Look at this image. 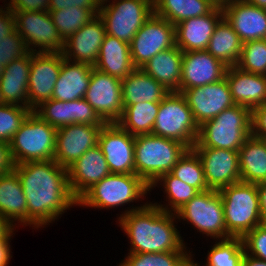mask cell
<instances>
[{"mask_svg": "<svg viewBox=\"0 0 266 266\" xmlns=\"http://www.w3.org/2000/svg\"><path fill=\"white\" fill-rule=\"evenodd\" d=\"M27 201V226L45 230L77 207L71 194L67 168L54 160L14 165ZM45 228V229H44Z\"/></svg>", "mask_w": 266, "mask_h": 266, "instance_id": "cell-1", "label": "cell"}, {"mask_svg": "<svg viewBox=\"0 0 266 266\" xmlns=\"http://www.w3.org/2000/svg\"><path fill=\"white\" fill-rule=\"evenodd\" d=\"M115 222L127 235L130 244L127 254L194 251L178 230L181 227L176 214L163 211L151 200L143 208L123 215Z\"/></svg>", "mask_w": 266, "mask_h": 266, "instance_id": "cell-2", "label": "cell"}, {"mask_svg": "<svg viewBox=\"0 0 266 266\" xmlns=\"http://www.w3.org/2000/svg\"><path fill=\"white\" fill-rule=\"evenodd\" d=\"M148 194L151 196L150 187L136 174L111 173L86 191L77 200V207L97 208L98 211L117 210L119 207L122 211L116 214L117 220L131 211L143 208L150 201Z\"/></svg>", "mask_w": 266, "mask_h": 266, "instance_id": "cell-3", "label": "cell"}, {"mask_svg": "<svg viewBox=\"0 0 266 266\" xmlns=\"http://www.w3.org/2000/svg\"><path fill=\"white\" fill-rule=\"evenodd\" d=\"M189 148L178 141L153 134L135 136V174L151 187L170 173Z\"/></svg>", "mask_w": 266, "mask_h": 266, "instance_id": "cell-4", "label": "cell"}, {"mask_svg": "<svg viewBox=\"0 0 266 266\" xmlns=\"http://www.w3.org/2000/svg\"><path fill=\"white\" fill-rule=\"evenodd\" d=\"M251 109L234 105L199 126L192 148H218L239 151L251 135Z\"/></svg>", "mask_w": 266, "mask_h": 266, "instance_id": "cell-5", "label": "cell"}, {"mask_svg": "<svg viewBox=\"0 0 266 266\" xmlns=\"http://www.w3.org/2000/svg\"><path fill=\"white\" fill-rule=\"evenodd\" d=\"M225 216L226 239L243 238L263 224L257 184L239 181L219 190Z\"/></svg>", "mask_w": 266, "mask_h": 266, "instance_id": "cell-6", "label": "cell"}, {"mask_svg": "<svg viewBox=\"0 0 266 266\" xmlns=\"http://www.w3.org/2000/svg\"><path fill=\"white\" fill-rule=\"evenodd\" d=\"M56 131L32 111L9 143L14 165L54 160Z\"/></svg>", "mask_w": 266, "mask_h": 266, "instance_id": "cell-7", "label": "cell"}, {"mask_svg": "<svg viewBox=\"0 0 266 266\" xmlns=\"http://www.w3.org/2000/svg\"><path fill=\"white\" fill-rule=\"evenodd\" d=\"M179 223L189 224L201 237L226 239V225L222 198L219 191L205 190L196 194L176 213ZM182 221V222H181Z\"/></svg>", "mask_w": 266, "mask_h": 266, "instance_id": "cell-8", "label": "cell"}, {"mask_svg": "<svg viewBox=\"0 0 266 266\" xmlns=\"http://www.w3.org/2000/svg\"><path fill=\"white\" fill-rule=\"evenodd\" d=\"M151 134L181 142L192 149L198 138L199 126L181 93L170 92L160 101Z\"/></svg>", "mask_w": 266, "mask_h": 266, "instance_id": "cell-9", "label": "cell"}, {"mask_svg": "<svg viewBox=\"0 0 266 266\" xmlns=\"http://www.w3.org/2000/svg\"><path fill=\"white\" fill-rule=\"evenodd\" d=\"M153 13L150 0H101L99 16L106 34L130 44Z\"/></svg>", "mask_w": 266, "mask_h": 266, "instance_id": "cell-10", "label": "cell"}, {"mask_svg": "<svg viewBox=\"0 0 266 266\" xmlns=\"http://www.w3.org/2000/svg\"><path fill=\"white\" fill-rule=\"evenodd\" d=\"M15 29L32 53L62 52L64 41L48 11L13 12Z\"/></svg>", "mask_w": 266, "mask_h": 266, "instance_id": "cell-11", "label": "cell"}, {"mask_svg": "<svg viewBox=\"0 0 266 266\" xmlns=\"http://www.w3.org/2000/svg\"><path fill=\"white\" fill-rule=\"evenodd\" d=\"M174 46L175 25L153 13L130 43L133 65L141 68L157 53Z\"/></svg>", "mask_w": 266, "mask_h": 266, "instance_id": "cell-12", "label": "cell"}, {"mask_svg": "<svg viewBox=\"0 0 266 266\" xmlns=\"http://www.w3.org/2000/svg\"><path fill=\"white\" fill-rule=\"evenodd\" d=\"M84 99L106 123H117L123 114L122 80L93 68Z\"/></svg>", "mask_w": 266, "mask_h": 266, "instance_id": "cell-13", "label": "cell"}, {"mask_svg": "<svg viewBox=\"0 0 266 266\" xmlns=\"http://www.w3.org/2000/svg\"><path fill=\"white\" fill-rule=\"evenodd\" d=\"M135 136L117 123L105 124L98 135V146L108 163L111 173L135 174Z\"/></svg>", "mask_w": 266, "mask_h": 266, "instance_id": "cell-14", "label": "cell"}, {"mask_svg": "<svg viewBox=\"0 0 266 266\" xmlns=\"http://www.w3.org/2000/svg\"><path fill=\"white\" fill-rule=\"evenodd\" d=\"M63 59L62 52H31L28 98L32 111L42 102L52 98Z\"/></svg>", "mask_w": 266, "mask_h": 266, "instance_id": "cell-15", "label": "cell"}, {"mask_svg": "<svg viewBox=\"0 0 266 266\" xmlns=\"http://www.w3.org/2000/svg\"><path fill=\"white\" fill-rule=\"evenodd\" d=\"M181 94L185 97L198 126L235 105L225 77L215 83L184 90Z\"/></svg>", "mask_w": 266, "mask_h": 266, "instance_id": "cell-16", "label": "cell"}, {"mask_svg": "<svg viewBox=\"0 0 266 266\" xmlns=\"http://www.w3.org/2000/svg\"><path fill=\"white\" fill-rule=\"evenodd\" d=\"M104 125L70 124L56 131L54 161L68 168L87 150L98 144V135Z\"/></svg>", "mask_w": 266, "mask_h": 266, "instance_id": "cell-17", "label": "cell"}, {"mask_svg": "<svg viewBox=\"0 0 266 266\" xmlns=\"http://www.w3.org/2000/svg\"><path fill=\"white\" fill-rule=\"evenodd\" d=\"M200 157L207 187L219 191L241 181L239 152L218 148H192Z\"/></svg>", "mask_w": 266, "mask_h": 266, "instance_id": "cell-18", "label": "cell"}, {"mask_svg": "<svg viewBox=\"0 0 266 266\" xmlns=\"http://www.w3.org/2000/svg\"><path fill=\"white\" fill-rule=\"evenodd\" d=\"M33 112L56 129L70 124H106L84 98L66 102L51 98L42 102Z\"/></svg>", "mask_w": 266, "mask_h": 266, "instance_id": "cell-19", "label": "cell"}, {"mask_svg": "<svg viewBox=\"0 0 266 266\" xmlns=\"http://www.w3.org/2000/svg\"><path fill=\"white\" fill-rule=\"evenodd\" d=\"M227 67L207 50L183 52L179 93L222 80Z\"/></svg>", "mask_w": 266, "mask_h": 266, "instance_id": "cell-20", "label": "cell"}, {"mask_svg": "<svg viewBox=\"0 0 266 266\" xmlns=\"http://www.w3.org/2000/svg\"><path fill=\"white\" fill-rule=\"evenodd\" d=\"M105 36V24L101 17L96 15L64 41L62 54L66 60L94 66Z\"/></svg>", "mask_w": 266, "mask_h": 266, "instance_id": "cell-21", "label": "cell"}, {"mask_svg": "<svg viewBox=\"0 0 266 266\" xmlns=\"http://www.w3.org/2000/svg\"><path fill=\"white\" fill-rule=\"evenodd\" d=\"M223 17L241 41L266 39V10L244 0H227L222 5Z\"/></svg>", "mask_w": 266, "mask_h": 266, "instance_id": "cell-22", "label": "cell"}, {"mask_svg": "<svg viewBox=\"0 0 266 266\" xmlns=\"http://www.w3.org/2000/svg\"><path fill=\"white\" fill-rule=\"evenodd\" d=\"M71 194L78 200L95 183L111 174L101 148L96 145L87 150L67 168Z\"/></svg>", "mask_w": 266, "mask_h": 266, "instance_id": "cell-23", "label": "cell"}, {"mask_svg": "<svg viewBox=\"0 0 266 266\" xmlns=\"http://www.w3.org/2000/svg\"><path fill=\"white\" fill-rule=\"evenodd\" d=\"M223 18L222 6L209 14L185 19L175 25V45L183 52L207 50L218 22Z\"/></svg>", "mask_w": 266, "mask_h": 266, "instance_id": "cell-24", "label": "cell"}, {"mask_svg": "<svg viewBox=\"0 0 266 266\" xmlns=\"http://www.w3.org/2000/svg\"><path fill=\"white\" fill-rule=\"evenodd\" d=\"M225 78L236 105L252 110L266 103V75L249 73L237 66H229Z\"/></svg>", "mask_w": 266, "mask_h": 266, "instance_id": "cell-25", "label": "cell"}, {"mask_svg": "<svg viewBox=\"0 0 266 266\" xmlns=\"http://www.w3.org/2000/svg\"><path fill=\"white\" fill-rule=\"evenodd\" d=\"M31 52L5 66L0 78V103L29 108L28 81Z\"/></svg>", "mask_w": 266, "mask_h": 266, "instance_id": "cell-26", "label": "cell"}, {"mask_svg": "<svg viewBox=\"0 0 266 266\" xmlns=\"http://www.w3.org/2000/svg\"><path fill=\"white\" fill-rule=\"evenodd\" d=\"M94 66L62 60L61 69L52 93V99L72 101L84 98Z\"/></svg>", "mask_w": 266, "mask_h": 266, "instance_id": "cell-27", "label": "cell"}, {"mask_svg": "<svg viewBox=\"0 0 266 266\" xmlns=\"http://www.w3.org/2000/svg\"><path fill=\"white\" fill-rule=\"evenodd\" d=\"M0 214L16 229L27 227V201L14 170L0 175Z\"/></svg>", "mask_w": 266, "mask_h": 266, "instance_id": "cell-28", "label": "cell"}, {"mask_svg": "<svg viewBox=\"0 0 266 266\" xmlns=\"http://www.w3.org/2000/svg\"><path fill=\"white\" fill-rule=\"evenodd\" d=\"M94 68L120 80L125 79L135 69L130 44L106 34Z\"/></svg>", "mask_w": 266, "mask_h": 266, "instance_id": "cell-29", "label": "cell"}, {"mask_svg": "<svg viewBox=\"0 0 266 266\" xmlns=\"http://www.w3.org/2000/svg\"><path fill=\"white\" fill-rule=\"evenodd\" d=\"M181 51L176 45L153 56L141 69L170 92H178L182 78Z\"/></svg>", "mask_w": 266, "mask_h": 266, "instance_id": "cell-30", "label": "cell"}, {"mask_svg": "<svg viewBox=\"0 0 266 266\" xmlns=\"http://www.w3.org/2000/svg\"><path fill=\"white\" fill-rule=\"evenodd\" d=\"M169 93L170 91L141 68H135L122 80L123 106L139 102H160Z\"/></svg>", "mask_w": 266, "mask_h": 266, "instance_id": "cell-31", "label": "cell"}, {"mask_svg": "<svg viewBox=\"0 0 266 266\" xmlns=\"http://www.w3.org/2000/svg\"><path fill=\"white\" fill-rule=\"evenodd\" d=\"M238 152L241 181L266 182V141L250 135Z\"/></svg>", "mask_w": 266, "mask_h": 266, "instance_id": "cell-32", "label": "cell"}, {"mask_svg": "<svg viewBox=\"0 0 266 266\" xmlns=\"http://www.w3.org/2000/svg\"><path fill=\"white\" fill-rule=\"evenodd\" d=\"M243 42L223 17L216 25L207 51L226 66H236L241 56Z\"/></svg>", "mask_w": 266, "mask_h": 266, "instance_id": "cell-33", "label": "cell"}, {"mask_svg": "<svg viewBox=\"0 0 266 266\" xmlns=\"http://www.w3.org/2000/svg\"><path fill=\"white\" fill-rule=\"evenodd\" d=\"M156 187L159 188V190L163 191V195L161 196L164 197V201L160 199L161 201L157 200L156 202L154 200L152 201V203L163 211H167L169 213H176L196 194L199 193L196 188L182 182L180 179L176 178L171 173L162 175L150 187V192H152V190H156Z\"/></svg>", "mask_w": 266, "mask_h": 266, "instance_id": "cell-34", "label": "cell"}, {"mask_svg": "<svg viewBox=\"0 0 266 266\" xmlns=\"http://www.w3.org/2000/svg\"><path fill=\"white\" fill-rule=\"evenodd\" d=\"M216 6L212 0H156L153 3L154 13L173 25L209 14Z\"/></svg>", "mask_w": 266, "mask_h": 266, "instance_id": "cell-35", "label": "cell"}, {"mask_svg": "<svg viewBox=\"0 0 266 266\" xmlns=\"http://www.w3.org/2000/svg\"><path fill=\"white\" fill-rule=\"evenodd\" d=\"M160 102H139L123 106V114L117 124L131 135L151 134Z\"/></svg>", "mask_w": 266, "mask_h": 266, "instance_id": "cell-36", "label": "cell"}, {"mask_svg": "<svg viewBox=\"0 0 266 266\" xmlns=\"http://www.w3.org/2000/svg\"><path fill=\"white\" fill-rule=\"evenodd\" d=\"M213 244V245H212ZM204 261L208 266H242L245 248L242 238L213 240Z\"/></svg>", "mask_w": 266, "mask_h": 266, "instance_id": "cell-37", "label": "cell"}, {"mask_svg": "<svg viewBox=\"0 0 266 266\" xmlns=\"http://www.w3.org/2000/svg\"><path fill=\"white\" fill-rule=\"evenodd\" d=\"M170 173L199 192L209 189L201 159L193 149H188L185 152Z\"/></svg>", "mask_w": 266, "mask_h": 266, "instance_id": "cell-38", "label": "cell"}, {"mask_svg": "<svg viewBox=\"0 0 266 266\" xmlns=\"http://www.w3.org/2000/svg\"><path fill=\"white\" fill-rule=\"evenodd\" d=\"M191 252L130 253L116 266H186Z\"/></svg>", "mask_w": 266, "mask_h": 266, "instance_id": "cell-39", "label": "cell"}, {"mask_svg": "<svg viewBox=\"0 0 266 266\" xmlns=\"http://www.w3.org/2000/svg\"><path fill=\"white\" fill-rule=\"evenodd\" d=\"M57 28L59 36L63 41L77 32L82 26L88 23L96 15L88 10L79 7H68L58 11H48Z\"/></svg>", "mask_w": 266, "mask_h": 266, "instance_id": "cell-40", "label": "cell"}, {"mask_svg": "<svg viewBox=\"0 0 266 266\" xmlns=\"http://www.w3.org/2000/svg\"><path fill=\"white\" fill-rule=\"evenodd\" d=\"M236 66L245 72L266 75V39L244 42Z\"/></svg>", "mask_w": 266, "mask_h": 266, "instance_id": "cell-41", "label": "cell"}, {"mask_svg": "<svg viewBox=\"0 0 266 266\" xmlns=\"http://www.w3.org/2000/svg\"><path fill=\"white\" fill-rule=\"evenodd\" d=\"M31 112L25 106L0 103V142L9 144Z\"/></svg>", "mask_w": 266, "mask_h": 266, "instance_id": "cell-42", "label": "cell"}, {"mask_svg": "<svg viewBox=\"0 0 266 266\" xmlns=\"http://www.w3.org/2000/svg\"><path fill=\"white\" fill-rule=\"evenodd\" d=\"M29 52L23 37L15 29L6 36V39L0 40V65L5 67L13 60L26 56Z\"/></svg>", "mask_w": 266, "mask_h": 266, "instance_id": "cell-43", "label": "cell"}, {"mask_svg": "<svg viewBox=\"0 0 266 266\" xmlns=\"http://www.w3.org/2000/svg\"><path fill=\"white\" fill-rule=\"evenodd\" d=\"M242 241L246 254L266 261V224L256 226Z\"/></svg>", "mask_w": 266, "mask_h": 266, "instance_id": "cell-44", "label": "cell"}, {"mask_svg": "<svg viewBox=\"0 0 266 266\" xmlns=\"http://www.w3.org/2000/svg\"><path fill=\"white\" fill-rule=\"evenodd\" d=\"M101 0H50L49 11H58L68 7L88 9L99 15Z\"/></svg>", "mask_w": 266, "mask_h": 266, "instance_id": "cell-45", "label": "cell"}, {"mask_svg": "<svg viewBox=\"0 0 266 266\" xmlns=\"http://www.w3.org/2000/svg\"><path fill=\"white\" fill-rule=\"evenodd\" d=\"M6 3L12 12L49 11L50 0H0Z\"/></svg>", "mask_w": 266, "mask_h": 266, "instance_id": "cell-46", "label": "cell"}, {"mask_svg": "<svg viewBox=\"0 0 266 266\" xmlns=\"http://www.w3.org/2000/svg\"><path fill=\"white\" fill-rule=\"evenodd\" d=\"M251 135L266 139V103L251 110Z\"/></svg>", "mask_w": 266, "mask_h": 266, "instance_id": "cell-47", "label": "cell"}, {"mask_svg": "<svg viewBox=\"0 0 266 266\" xmlns=\"http://www.w3.org/2000/svg\"><path fill=\"white\" fill-rule=\"evenodd\" d=\"M3 4L0 5V40L6 39L15 30L14 14L5 2Z\"/></svg>", "mask_w": 266, "mask_h": 266, "instance_id": "cell-48", "label": "cell"}, {"mask_svg": "<svg viewBox=\"0 0 266 266\" xmlns=\"http://www.w3.org/2000/svg\"><path fill=\"white\" fill-rule=\"evenodd\" d=\"M14 169V163L10 155L9 144L0 142V175Z\"/></svg>", "mask_w": 266, "mask_h": 266, "instance_id": "cell-49", "label": "cell"}, {"mask_svg": "<svg viewBox=\"0 0 266 266\" xmlns=\"http://www.w3.org/2000/svg\"><path fill=\"white\" fill-rule=\"evenodd\" d=\"M12 239H2L0 240V266H9L11 259L13 258Z\"/></svg>", "mask_w": 266, "mask_h": 266, "instance_id": "cell-50", "label": "cell"}, {"mask_svg": "<svg viewBox=\"0 0 266 266\" xmlns=\"http://www.w3.org/2000/svg\"><path fill=\"white\" fill-rule=\"evenodd\" d=\"M18 230L19 229H16V227L0 214V240L13 239Z\"/></svg>", "mask_w": 266, "mask_h": 266, "instance_id": "cell-51", "label": "cell"}, {"mask_svg": "<svg viewBox=\"0 0 266 266\" xmlns=\"http://www.w3.org/2000/svg\"><path fill=\"white\" fill-rule=\"evenodd\" d=\"M262 221L266 224V182L257 184Z\"/></svg>", "mask_w": 266, "mask_h": 266, "instance_id": "cell-52", "label": "cell"}, {"mask_svg": "<svg viewBox=\"0 0 266 266\" xmlns=\"http://www.w3.org/2000/svg\"><path fill=\"white\" fill-rule=\"evenodd\" d=\"M242 266H266V261L244 253Z\"/></svg>", "mask_w": 266, "mask_h": 266, "instance_id": "cell-53", "label": "cell"}, {"mask_svg": "<svg viewBox=\"0 0 266 266\" xmlns=\"http://www.w3.org/2000/svg\"><path fill=\"white\" fill-rule=\"evenodd\" d=\"M194 253L195 251L194 252L192 251L190 253L186 266H201L202 264H203L202 266H208L204 263L201 264V261L200 262H198V260L196 261V255Z\"/></svg>", "mask_w": 266, "mask_h": 266, "instance_id": "cell-54", "label": "cell"}, {"mask_svg": "<svg viewBox=\"0 0 266 266\" xmlns=\"http://www.w3.org/2000/svg\"><path fill=\"white\" fill-rule=\"evenodd\" d=\"M245 2L266 10V0H244Z\"/></svg>", "mask_w": 266, "mask_h": 266, "instance_id": "cell-55", "label": "cell"}, {"mask_svg": "<svg viewBox=\"0 0 266 266\" xmlns=\"http://www.w3.org/2000/svg\"><path fill=\"white\" fill-rule=\"evenodd\" d=\"M215 2L218 6H222L227 0H212Z\"/></svg>", "mask_w": 266, "mask_h": 266, "instance_id": "cell-56", "label": "cell"}, {"mask_svg": "<svg viewBox=\"0 0 266 266\" xmlns=\"http://www.w3.org/2000/svg\"><path fill=\"white\" fill-rule=\"evenodd\" d=\"M4 66L3 65H0V78H1V75H2V73H3V71H4Z\"/></svg>", "mask_w": 266, "mask_h": 266, "instance_id": "cell-57", "label": "cell"}]
</instances>
